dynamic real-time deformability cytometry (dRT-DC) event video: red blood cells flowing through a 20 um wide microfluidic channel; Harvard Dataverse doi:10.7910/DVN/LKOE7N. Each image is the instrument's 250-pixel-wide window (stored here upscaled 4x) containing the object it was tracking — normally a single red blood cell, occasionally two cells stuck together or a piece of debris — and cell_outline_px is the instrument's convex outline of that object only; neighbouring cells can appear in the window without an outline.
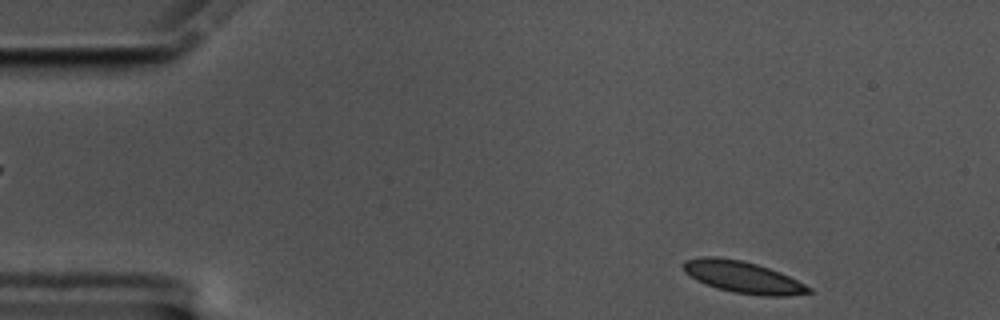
{"species": "common noctule bat (a hibernating species)", "species_latin": "Nyctalus noctula", "temperature_condition": "cold", "stored_images_in_passage": 54, "segment_of_instrument_passage": [1, 2], "camera_frame_rate_fps": 3000, "um_per_image_px": 0.085, "animal": {"sex": "male", "body_mass_g": 17.5, "forearm_length_mm": 52.3}, "frame": {"image": 1, "passage_image": 2, "time_ms": 0.333, "image_size_px": [1000, 320], "cell_outline_px": [[812, 292], [788, 296], [764, 296], [732, 292], [716, 288], [704, 284], [696, 280], [684, 272], [684, 260], [700, 256], [716, 256], [744, 260], [780, 272], [812, 288]], "centroid_in_image_um": [63.11, 23.55], "position_along_channel_um": 21.9, "area_um2": 23.29}}
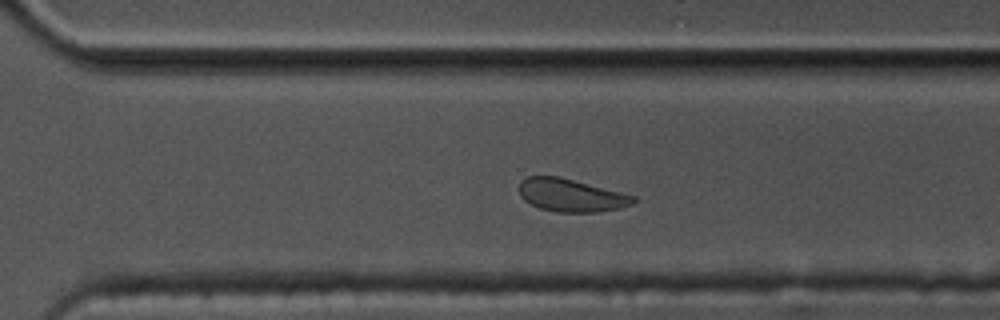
{"frame": {"image": 2, "passage_image": 35, "time_ms": 11.333, "image_size_px": [1000, 320], "cell_outline_px": [[636, 200], [632, 204], [620, 208], [596, 212], [556, 212], [540, 208], [524, 200], [520, 196], [520, 180], [528, 176], [560, 176], [636, 196]], "centroid_in_image_um": [48.54, 16.59], "position_along_channel_um": 322.1, "area_um2": 21.85}}
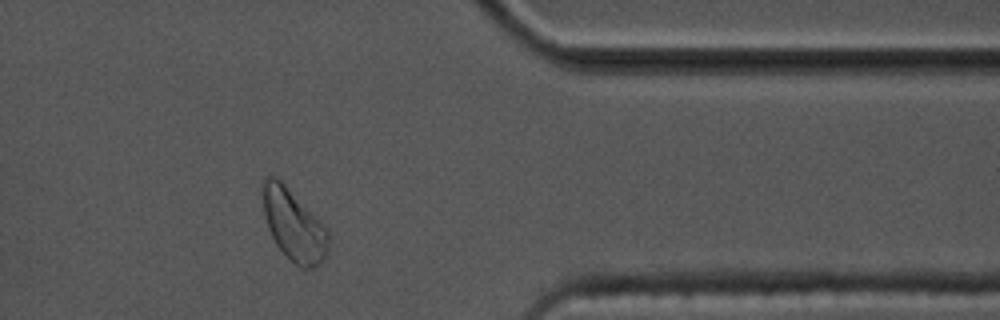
{"frame": {"image": 3, "passage_image": 42, "time_ms": 13.667, "image_size_px": [1000, 320], "cell_outline_px": [[328, 256], [316, 268], [300, 268], [276, 244], [268, 228], [264, 216], [260, 184], [264, 176], [276, 176], [324, 224], [328, 232]], "centroid_in_image_um": [24.95, 19.11], "position_along_channel_um": 386.5, "area_um2": 27.51}}